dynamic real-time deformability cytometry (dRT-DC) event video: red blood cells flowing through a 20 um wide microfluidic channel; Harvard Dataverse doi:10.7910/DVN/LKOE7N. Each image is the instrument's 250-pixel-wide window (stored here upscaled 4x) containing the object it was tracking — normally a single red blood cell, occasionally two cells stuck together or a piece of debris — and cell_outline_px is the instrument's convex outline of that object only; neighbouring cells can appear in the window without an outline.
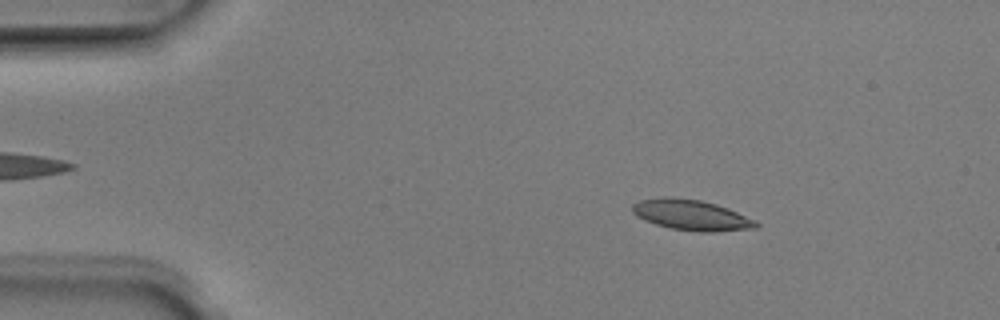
{"species": "Egyptian fruit bat (a non-hibernating species)", "species_latin": "Rousettus aegyptiacus", "temperature_condition": "room temperature", "stored_images_in_passage": 4, "camera_frame_rate_fps": 3000, "um_per_image_px": 0.085, "animal": {"sex": "male"}, "frame": {"image": 1, "passage_image": 2, "time_ms": 0.333, "image_size_px": [1000, 320], "cell_outline_px": [[760, 224], [756, 228], [716, 232], [700, 232], [672, 228], [656, 224], [644, 220], [636, 216], [632, 212], [632, 204], [640, 200], [664, 196], [668, 196], [700, 200], [716, 204], [728, 208], [756, 220]], "centroid_in_image_um": [58.77, 18.27], "position_along_channel_um": 26.2, "area_um2": 22.14}}
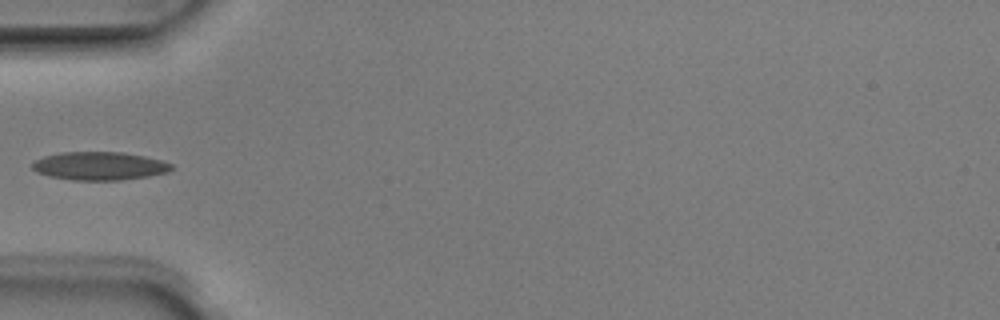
{"frame": {"image": 2, "passage_image": 4, "time_ms": 1.0, "image_size_px": [1000, 320], "cell_outline_px": [[172, 168], [168, 172], [148, 176], [120, 180], [72, 180], [48, 176], [36, 172], [32, 168], [32, 164], [36, 160], [44, 156], [60, 152], [124, 152], [144, 156], [160, 160], [172, 164]], "centroid_in_image_um": [8.43, 14.1], "position_along_channel_um": 76.6, "area_um2": 22.89}}